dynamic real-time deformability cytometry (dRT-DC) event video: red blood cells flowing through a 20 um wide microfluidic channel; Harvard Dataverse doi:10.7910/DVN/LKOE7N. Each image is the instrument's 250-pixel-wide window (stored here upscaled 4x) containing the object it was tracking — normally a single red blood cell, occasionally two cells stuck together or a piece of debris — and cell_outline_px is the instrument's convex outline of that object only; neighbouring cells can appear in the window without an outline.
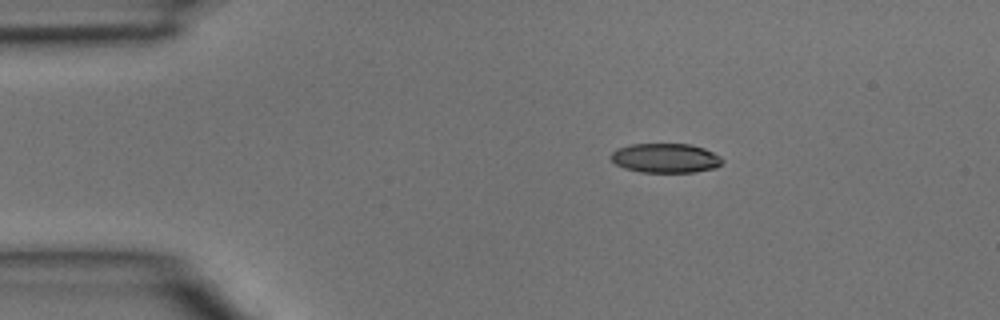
{"species": "common noctule bat (a hibernating species)", "species_latin": "Nyctalus noctula", "temperature_condition": "room temperature", "stored_images_in_passage": 3, "camera_frame_rate_fps": 3000, "um_per_image_px": 0.085, "animal": {"sex": "male", "body_mass_g": 15.6}, "frame": {"image": 1, "passage_image": 3, "time_ms": 0.667, "image_size_px": [1000, 320], "cell_outline_px": [[724, 160], [716, 168], [692, 172], [640, 172], [624, 168], [616, 164], [608, 156], [616, 148], [632, 144], [692, 144], [704, 148], [720, 156]], "centroid_in_image_um": [56.55, 13.43], "position_along_channel_um": 28.5, "area_um2": 19.19}}